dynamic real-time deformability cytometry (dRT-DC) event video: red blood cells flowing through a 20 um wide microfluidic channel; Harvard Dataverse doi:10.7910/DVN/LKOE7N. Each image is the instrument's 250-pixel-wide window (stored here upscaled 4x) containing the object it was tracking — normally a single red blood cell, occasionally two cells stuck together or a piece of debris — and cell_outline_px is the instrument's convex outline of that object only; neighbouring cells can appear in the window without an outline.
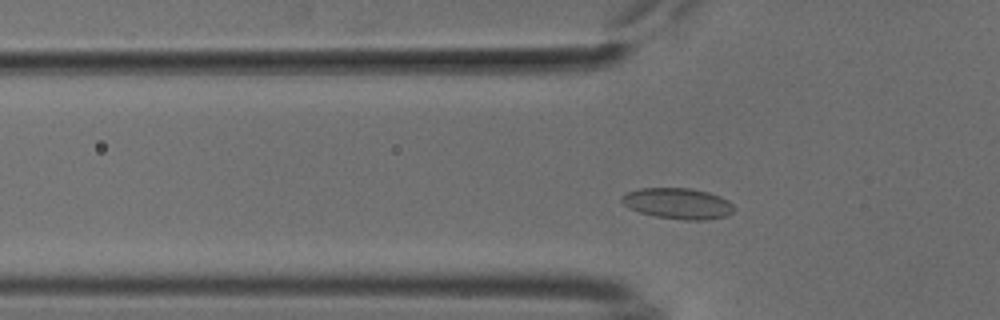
{"species": "common noctule bat (a hibernating species)", "species_latin": "Nyctalus noctula", "temperature_condition": "cold", "stored_images_in_passage": 46, "camera_frame_rate_fps": 3000, "um_per_image_px": 0.085, "animal": {"sex": "male", "body_mass_g": 18.8}, "frame": {"image": 1, "passage_image": 10, "time_ms": 3.0, "image_size_px": [1000, 320], "cell_outline_px": [[736, 208], [732, 212], [724, 216], [704, 220], [684, 220], [656, 216], [640, 212], [628, 208], [620, 200], [628, 192], [640, 188], [692, 188], [708, 192], [720, 196], [728, 200]], "centroid_in_image_um": [57.64, 17.29], "position_along_channel_um": 68.2, "area_um2": 20.11}}
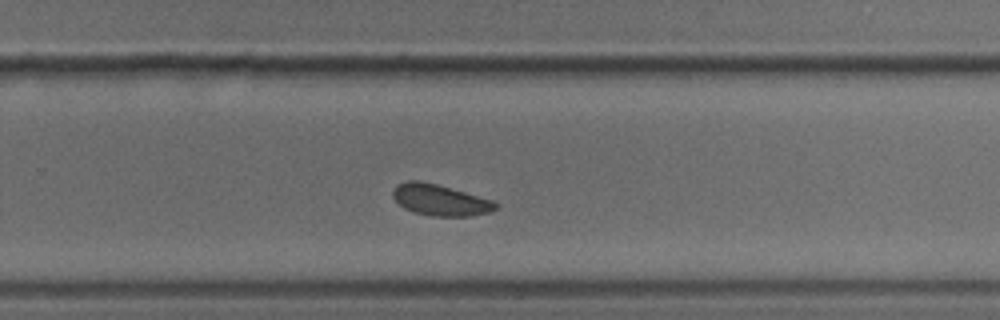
{"frame": {"image": 2, "passage_image": 28, "time_ms": 9.0, "image_size_px": [1000, 320], "cell_outline_px": [[500, 204], [496, 208], [488, 212], [472, 216], [432, 216], [416, 212], [404, 208], [392, 196], [392, 192], [396, 184], [408, 180], [420, 180], [436, 184], [492, 200]], "centroid_in_image_um": [37.39, 16.99], "position_along_channel_um": 292.4, "area_um2": 18.5}}
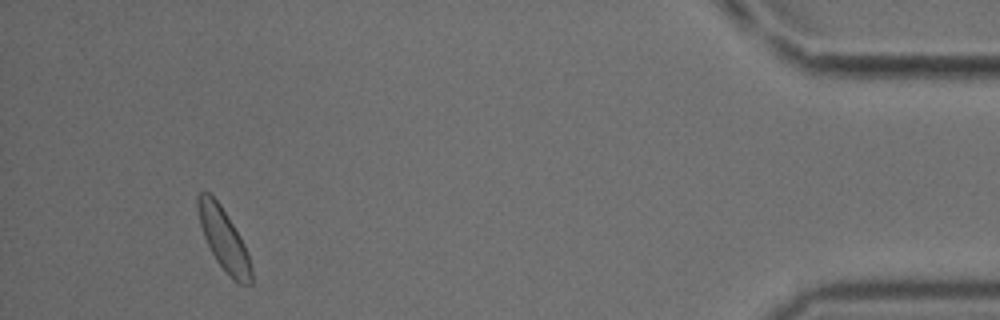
{"frame": {"image": 3, "passage_image": 43, "time_ms": 14.0, "image_size_px": [1000, 320], "cell_outline_px": [[252, 284], [240, 284], [216, 260], [204, 236], [200, 224], [196, 204], [196, 196], [200, 192], [208, 192], [220, 204], [240, 236], [244, 244], [252, 268]], "centroid_in_image_um": [19.0, 20.29], "position_along_channel_um": 416.2, "area_um2": 18.73}}